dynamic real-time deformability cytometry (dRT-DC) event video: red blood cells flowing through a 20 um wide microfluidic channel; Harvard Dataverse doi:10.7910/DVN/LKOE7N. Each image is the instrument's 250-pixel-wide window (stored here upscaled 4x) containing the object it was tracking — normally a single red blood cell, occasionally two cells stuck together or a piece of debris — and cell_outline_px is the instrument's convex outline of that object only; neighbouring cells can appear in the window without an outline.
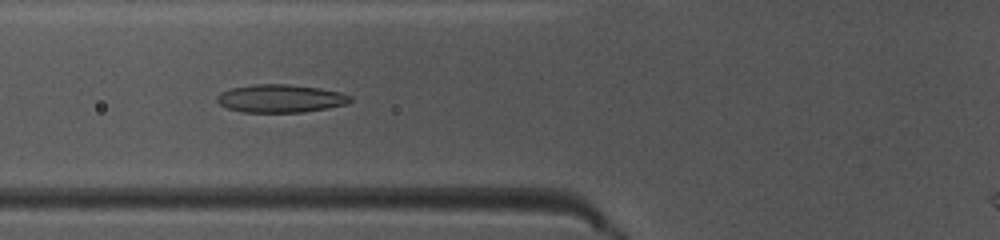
{"species": "common noctule bat (a hibernating species)", "species_latin": "Nyctalus noctula", "temperature_condition": "warm", "stored_images_in_passage": 46, "camera_frame_rate_fps": 3000, "um_per_image_px": 0.085, "animal": {"sex": "female", "body_mass_g": 10.0, "forearm_length_mm": 53.1}, "frame": {"image": 1, "passage_image": 19, "time_ms": 6.0, "image_size_px": [1000, 240], "cell_outline_px": [[352, 100], [348, 104], [328, 108], [304, 112], [244, 112], [228, 108], [220, 104], [216, 100], [216, 96], [220, 92], [232, 88], [256, 84], [288, 84], [320, 88], [340, 92], [352, 96]], "centroid_in_image_um": [23.87, 8.37], "position_along_channel_um": 101.9, "area_um2": 21.79}}
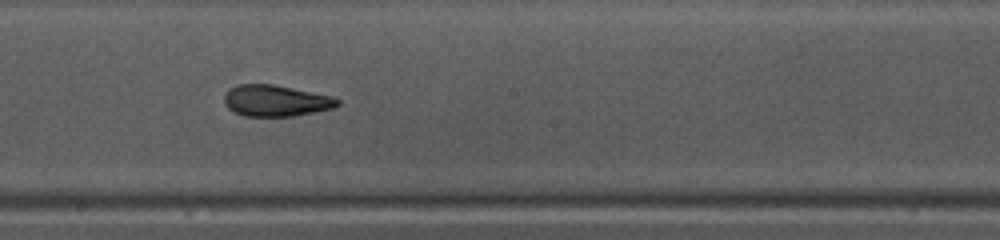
{"frame": {"image": 2, "passage_image": 28, "time_ms": 9.0, "image_size_px": [1000, 240], "cell_outline_px": [[340, 104], [332, 108], [292, 116], [244, 116], [232, 112], [224, 104], [224, 96], [228, 88], [236, 84], [272, 84], [332, 96], [340, 100]], "centroid_in_image_um": [23.38, 8.55], "position_along_channel_um": 224.8, "area_um2": 20.69}}
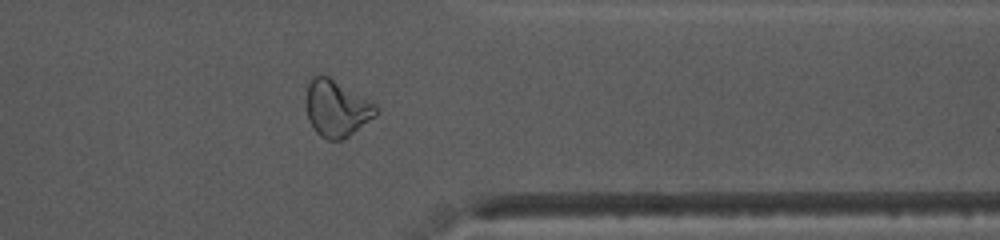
{"frame": {"image": 3, "passage_image": 40, "time_ms": 13.0, "image_size_px": [1000, 240], "cell_outline_px": [[380, 112], [376, 116], [344, 140], [328, 140], [320, 136], [316, 132], [308, 120], [304, 104], [308, 84], [312, 76], [316, 72], [320, 72], [328, 76], [376, 104]], "centroid_in_image_um": [28.58, 9.2], "position_along_channel_um": 382.8, "area_um2": 23.58}}